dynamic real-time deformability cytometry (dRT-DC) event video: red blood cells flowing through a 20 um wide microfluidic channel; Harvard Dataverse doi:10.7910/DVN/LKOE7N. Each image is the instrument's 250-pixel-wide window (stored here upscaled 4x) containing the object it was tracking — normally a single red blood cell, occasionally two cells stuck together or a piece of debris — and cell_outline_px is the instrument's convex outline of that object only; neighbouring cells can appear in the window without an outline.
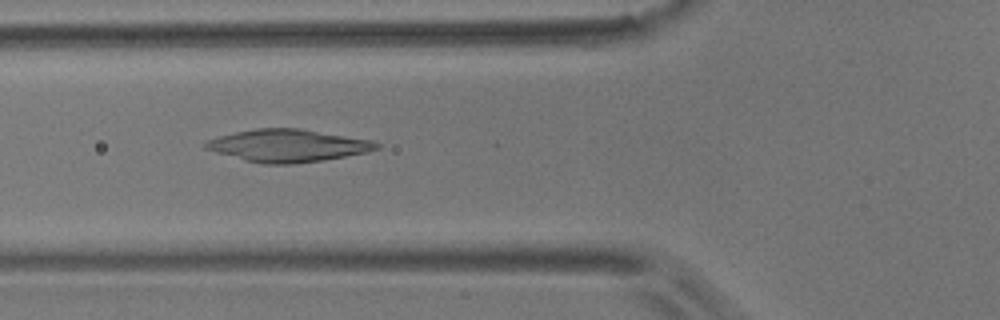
{"species": "common noctule bat (a hibernating species)", "species_latin": "Nyctalus noctula", "temperature_condition": "room temperature", "stored_images_in_passage": 9, "camera_frame_rate_fps": 3000, "um_per_image_px": 0.085, "animal": {"sex": "male", "body_mass_g": 17.9}, "frame": {"image": 1, "passage_image": 6, "time_ms": 1.667, "image_size_px": [1000, 320], "cell_outline_px": [[380, 148], [368, 152], [324, 160], [292, 164], [264, 164], [244, 160], [216, 152], [204, 148], [204, 144], [208, 140], [220, 136], [236, 132], [256, 128], [300, 128], [372, 140], [380, 144]], "centroid_in_image_um": [24.5, 12.38], "position_along_channel_um": 101.3, "area_um2": 32.25}}
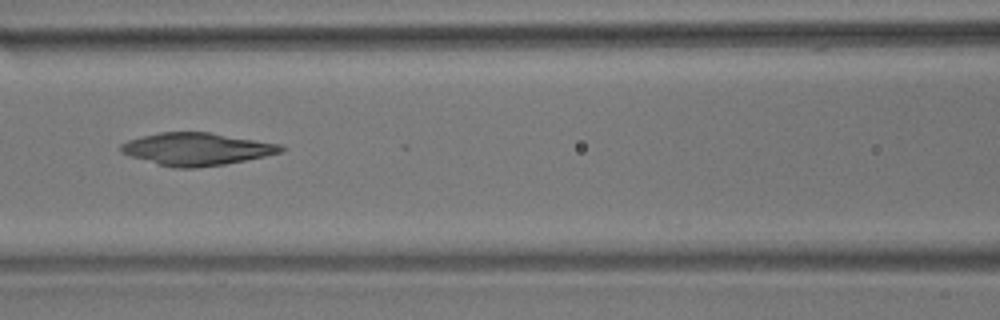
{"frame": {"image": 2, "passage_image": 7, "time_ms": 2.0, "image_size_px": [1000, 320], "cell_outline_px": [[288, 148], [284, 152], [224, 164], [196, 168], [176, 168], [160, 164], [132, 156], [120, 152], [120, 144], [128, 140], [160, 132], [208, 132], [280, 144]], "centroid_in_image_um": [16.75, 12.66], "position_along_channel_um": 149.9, "area_um2": 29.94}}
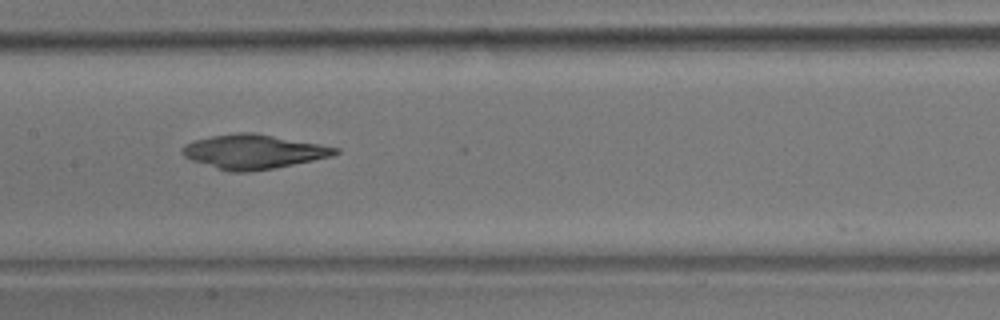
{"frame": {"image": 3, "passage_image": 8, "time_ms": 2.333, "image_size_px": [1000, 320], "cell_outline_px": [[340, 152], [332, 156], [272, 168], [248, 172], [228, 172], [192, 160], [184, 156], [180, 152], [180, 148], [184, 144], [196, 140], [212, 136], [236, 132], [252, 132], [320, 144], [340, 148]], "centroid_in_image_um": [21.51, 12.89], "position_along_channel_um": 185.9, "area_um2": 30.35}}